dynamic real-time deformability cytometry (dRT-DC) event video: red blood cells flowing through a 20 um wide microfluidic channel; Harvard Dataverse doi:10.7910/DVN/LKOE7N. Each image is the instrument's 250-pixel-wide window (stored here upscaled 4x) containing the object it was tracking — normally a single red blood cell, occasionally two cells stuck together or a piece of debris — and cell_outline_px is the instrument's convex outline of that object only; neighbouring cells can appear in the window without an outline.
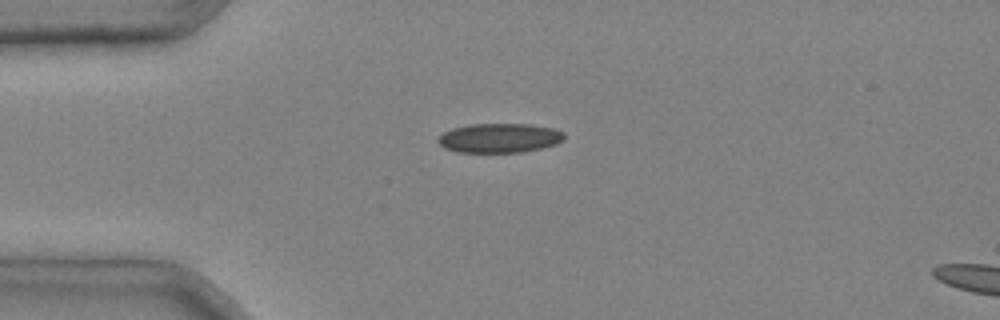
{"species": "common noctule bat (a hibernating species)", "species_latin": "Nyctalus noctula", "temperature_condition": "cold", "stored_images_in_passage": 3, "camera_frame_rate_fps": 3000, "um_per_image_px": 0.085, "animal": {"sex": "male", "body_mass_g": 20.4}, "frame": {"image": 1, "passage_image": 2, "time_ms": 0.333, "image_size_px": [1000, 320], "cell_outline_px": [[564, 140], [556, 144], [540, 148], [520, 152], [456, 152], [444, 148], [436, 140], [444, 132], [452, 128], [472, 124], [528, 124], [552, 128], [564, 132]], "centroid_in_image_um": [42.44, 11.73], "position_along_channel_um": 42.6, "area_um2": 21.5}}